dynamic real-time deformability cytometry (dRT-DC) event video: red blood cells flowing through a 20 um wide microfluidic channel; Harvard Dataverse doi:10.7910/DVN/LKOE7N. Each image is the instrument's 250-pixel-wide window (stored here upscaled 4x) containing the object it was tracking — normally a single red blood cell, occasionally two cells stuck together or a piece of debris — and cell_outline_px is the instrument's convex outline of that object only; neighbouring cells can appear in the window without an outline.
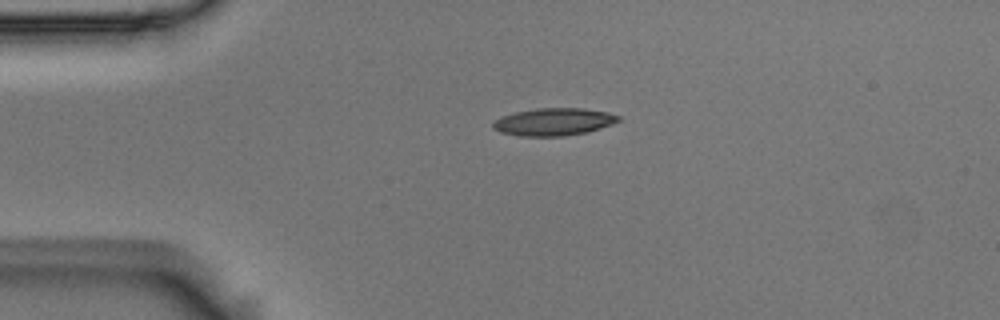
{"species": "Egyptian fruit bat (a non-hibernating species)", "species_latin": "Rousettus aegyptiacus", "temperature_condition": "room temperature", "stored_images_in_passage": 2, "camera_frame_rate_fps": 3000, "um_per_image_px": 0.085, "animal": {"sex": "male"}, "frame": {"image": 1, "passage_image": 1, "time_ms": 0.0, "image_size_px": [1000, 320], "cell_outline_px": [[620, 120], [612, 124], [588, 132], [564, 136], [520, 136], [500, 132], [492, 128], [492, 120], [500, 116], [516, 112], [536, 108], [584, 108], [608, 112], [620, 116]], "centroid_in_image_um": [47.04, 10.35], "position_along_channel_um": 38.0, "area_um2": 20.29}}